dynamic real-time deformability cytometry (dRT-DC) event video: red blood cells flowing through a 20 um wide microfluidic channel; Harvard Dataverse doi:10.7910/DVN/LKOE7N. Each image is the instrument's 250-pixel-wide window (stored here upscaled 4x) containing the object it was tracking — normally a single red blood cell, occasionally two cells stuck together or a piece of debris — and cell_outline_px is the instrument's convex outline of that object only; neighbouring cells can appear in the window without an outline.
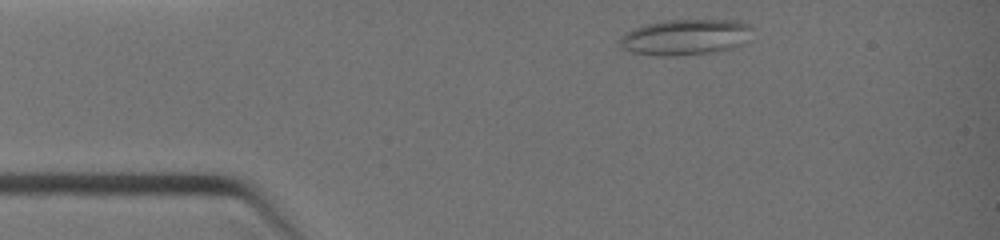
{"species": "common noctule bat (a hibernating species)", "species_latin": "Nyctalus noctula", "temperature_condition": "warm", "stored_images_in_passage": 20, "camera_frame_rate_fps": 3000, "um_per_image_px": 0.085, "animal": {"sex": "female", "body_mass_g": 19.0, "forearm_length_mm": 51.5}, "frame": {"image": 1, "passage_image": 3, "time_ms": 0.667, "image_size_px": [1000, 240], "cell_outline_px": [[752, 28], [744, 44], [712, 52], [676, 56], [656, 56], [628, 52], [620, 48], [620, 36], [632, 28], [644, 24], [664, 20], [740, 20], [752, 24]], "centroid_in_image_um": [58.21, 3.15], "position_along_channel_um": 26.8, "area_um2": 28.03}}
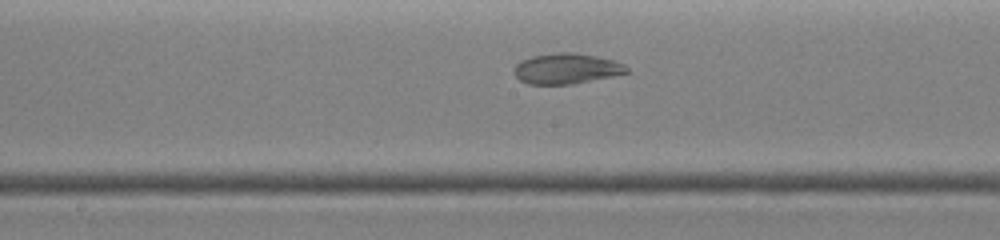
{"frame": {"image": 2, "passage_image": 16, "time_ms": 5.0, "image_size_px": [1000, 240], "cell_outline_px": [[628, 72], [612, 76], [572, 84], [528, 84], [520, 80], [516, 76], [516, 64], [520, 60], [532, 56], [556, 52], [576, 52], [596, 56], [612, 60], [624, 64], [628, 68]], "centroid_in_image_um": [48.15, 5.82], "position_along_channel_um": 200.1, "area_um2": 19.88}}
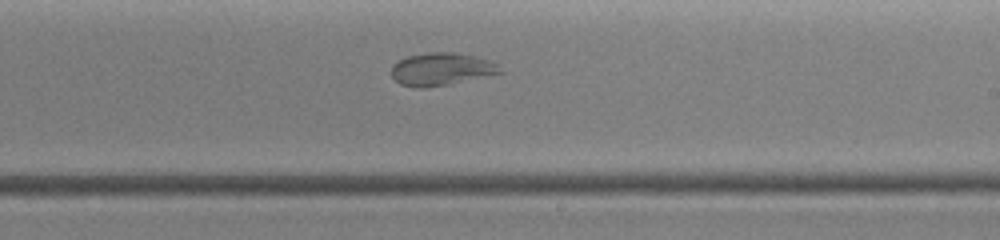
{"frame": {"image": 3, "passage_image": 19, "time_ms": 6.0, "image_size_px": [1000, 240], "cell_outline_px": [[504, 72], [488, 76], [448, 84], [420, 88], [416, 88], [400, 84], [392, 76], [392, 64], [408, 56], [428, 52], [452, 52], [476, 56], [488, 60], [496, 64]], "centroid_in_image_um": [37.51, 5.87], "position_along_channel_um": 251.5, "area_um2": 20.52}}